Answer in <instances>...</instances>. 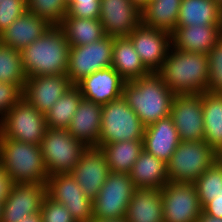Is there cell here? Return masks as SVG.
Wrapping results in <instances>:
<instances>
[{"label": "cell", "mask_w": 222, "mask_h": 222, "mask_svg": "<svg viewBox=\"0 0 222 222\" xmlns=\"http://www.w3.org/2000/svg\"><path fill=\"white\" fill-rule=\"evenodd\" d=\"M82 99L80 90L73 85L45 113L47 128L68 129Z\"/></svg>", "instance_id": "cell-32"}, {"label": "cell", "mask_w": 222, "mask_h": 222, "mask_svg": "<svg viewBox=\"0 0 222 222\" xmlns=\"http://www.w3.org/2000/svg\"><path fill=\"white\" fill-rule=\"evenodd\" d=\"M13 185V180L9 177L4 170V166L0 163V203L5 202Z\"/></svg>", "instance_id": "cell-41"}, {"label": "cell", "mask_w": 222, "mask_h": 222, "mask_svg": "<svg viewBox=\"0 0 222 222\" xmlns=\"http://www.w3.org/2000/svg\"><path fill=\"white\" fill-rule=\"evenodd\" d=\"M45 196L46 184L14 183L3 203L1 222H19L39 213Z\"/></svg>", "instance_id": "cell-15"}, {"label": "cell", "mask_w": 222, "mask_h": 222, "mask_svg": "<svg viewBox=\"0 0 222 222\" xmlns=\"http://www.w3.org/2000/svg\"><path fill=\"white\" fill-rule=\"evenodd\" d=\"M128 37L144 66L151 73L157 72L172 46L171 33L141 23Z\"/></svg>", "instance_id": "cell-14"}, {"label": "cell", "mask_w": 222, "mask_h": 222, "mask_svg": "<svg viewBox=\"0 0 222 222\" xmlns=\"http://www.w3.org/2000/svg\"><path fill=\"white\" fill-rule=\"evenodd\" d=\"M161 192L164 222H196L202 206L194 183L168 182Z\"/></svg>", "instance_id": "cell-12"}, {"label": "cell", "mask_w": 222, "mask_h": 222, "mask_svg": "<svg viewBox=\"0 0 222 222\" xmlns=\"http://www.w3.org/2000/svg\"><path fill=\"white\" fill-rule=\"evenodd\" d=\"M50 27L46 20L26 11L0 34V43L22 51L46 33Z\"/></svg>", "instance_id": "cell-23"}, {"label": "cell", "mask_w": 222, "mask_h": 222, "mask_svg": "<svg viewBox=\"0 0 222 222\" xmlns=\"http://www.w3.org/2000/svg\"><path fill=\"white\" fill-rule=\"evenodd\" d=\"M40 215L42 222H76L68 209L47 195L44 197Z\"/></svg>", "instance_id": "cell-37"}, {"label": "cell", "mask_w": 222, "mask_h": 222, "mask_svg": "<svg viewBox=\"0 0 222 222\" xmlns=\"http://www.w3.org/2000/svg\"><path fill=\"white\" fill-rule=\"evenodd\" d=\"M181 0H150L141 9V23L172 33L177 27Z\"/></svg>", "instance_id": "cell-29"}, {"label": "cell", "mask_w": 222, "mask_h": 222, "mask_svg": "<svg viewBox=\"0 0 222 222\" xmlns=\"http://www.w3.org/2000/svg\"><path fill=\"white\" fill-rule=\"evenodd\" d=\"M114 37L106 35L101 40L82 46H71L66 75L76 85L83 78L112 66Z\"/></svg>", "instance_id": "cell-10"}, {"label": "cell", "mask_w": 222, "mask_h": 222, "mask_svg": "<svg viewBox=\"0 0 222 222\" xmlns=\"http://www.w3.org/2000/svg\"><path fill=\"white\" fill-rule=\"evenodd\" d=\"M26 80L21 52L0 43V82L19 85L23 89Z\"/></svg>", "instance_id": "cell-33"}, {"label": "cell", "mask_w": 222, "mask_h": 222, "mask_svg": "<svg viewBox=\"0 0 222 222\" xmlns=\"http://www.w3.org/2000/svg\"><path fill=\"white\" fill-rule=\"evenodd\" d=\"M46 129L45 114L22 97L0 122V138L40 145Z\"/></svg>", "instance_id": "cell-8"}, {"label": "cell", "mask_w": 222, "mask_h": 222, "mask_svg": "<svg viewBox=\"0 0 222 222\" xmlns=\"http://www.w3.org/2000/svg\"><path fill=\"white\" fill-rule=\"evenodd\" d=\"M90 222H127L125 218L120 219H100V218H93Z\"/></svg>", "instance_id": "cell-45"}, {"label": "cell", "mask_w": 222, "mask_h": 222, "mask_svg": "<svg viewBox=\"0 0 222 222\" xmlns=\"http://www.w3.org/2000/svg\"><path fill=\"white\" fill-rule=\"evenodd\" d=\"M27 11L59 26L67 15V0H27Z\"/></svg>", "instance_id": "cell-35"}, {"label": "cell", "mask_w": 222, "mask_h": 222, "mask_svg": "<svg viewBox=\"0 0 222 222\" xmlns=\"http://www.w3.org/2000/svg\"><path fill=\"white\" fill-rule=\"evenodd\" d=\"M59 27L64 31L70 46H82L97 42L105 37L100 19L64 17Z\"/></svg>", "instance_id": "cell-30"}, {"label": "cell", "mask_w": 222, "mask_h": 222, "mask_svg": "<svg viewBox=\"0 0 222 222\" xmlns=\"http://www.w3.org/2000/svg\"><path fill=\"white\" fill-rule=\"evenodd\" d=\"M129 175L136 188L162 189L169 182L167 164L144 149Z\"/></svg>", "instance_id": "cell-26"}, {"label": "cell", "mask_w": 222, "mask_h": 222, "mask_svg": "<svg viewBox=\"0 0 222 222\" xmlns=\"http://www.w3.org/2000/svg\"><path fill=\"white\" fill-rule=\"evenodd\" d=\"M126 82L149 75L128 36L114 37L112 66Z\"/></svg>", "instance_id": "cell-25"}, {"label": "cell", "mask_w": 222, "mask_h": 222, "mask_svg": "<svg viewBox=\"0 0 222 222\" xmlns=\"http://www.w3.org/2000/svg\"><path fill=\"white\" fill-rule=\"evenodd\" d=\"M202 208L222 192V157L194 182Z\"/></svg>", "instance_id": "cell-34"}, {"label": "cell", "mask_w": 222, "mask_h": 222, "mask_svg": "<svg viewBox=\"0 0 222 222\" xmlns=\"http://www.w3.org/2000/svg\"><path fill=\"white\" fill-rule=\"evenodd\" d=\"M222 35V25L176 27L171 33L172 47L185 52L208 54Z\"/></svg>", "instance_id": "cell-21"}, {"label": "cell", "mask_w": 222, "mask_h": 222, "mask_svg": "<svg viewBox=\"0 0 222 222\" xmlns=\"http://www.w3.org/2000/svg\"><path fill=\"white\" fill-rule=\"evenodd\" d=\"M22 94L23 89L19 85L0 82V122L9 109L22 98Z\"/></svg>", "instance_id": "cell-40"}, {"label": "cell", "mask_w": 222, "mask_h": 222, "mask_svg": "<svg viewBox=\"0 0 222 222\" xmlns=\"http://www.w3.org/2000/svg\"><path fill=\"white\" fill-rule=\"evenodd\" d=\"M144 132L145 126L123 96L102 105L98 148L108 143L143 140Z\"/></svg>", "instance_id": "cell-6"}, {"label": "cell", "mask_w": 222, "mask_h": 222, "mask_svg": "<svg viewBox=\"0 0 222 222\" xmlns=\"http://www.w3.org/2000/svg\"><path fill=\"white\" fill-rule=\"evenodd\" d=\"M70 47L64 31L59 26H51L20 51L26 77L66 75Z\"/></svg>", "instance_id": "cell-2"}, {"label": "cell", "mask_w": 222, "mask_h": 222, "mask_svg": "<svg viewBox=\"0 0 222 222\" xmlns=\"http://www.w3.org/2000/svg\"><path fill=\"white\" fill-rule=\"evenodd\" d=\"M222 8V0H214Z\"/></svg>", "instance_id": "cell-48"}, {"label": "cell", "mask_w": 222, "mask_h": 222, "mask_svg": "<svg viewBox=\"0 0 222 222\" xmlns=\"http://www.w3.org/2000/svg\"><path fill=\"white\" fill-rule=\"evenodd\" d=\"M72 86L67 75L30 77L26 80L22 97L45 114Z\"/></svg>", "instance_id": "cell-18"}, {"label": "cell", "mask_w": 222, "mask_h": 222, "mask_svg": "<svg viewBox=\"0 0 222 222\" xmlns=\"http://www.w3.org/2000/svg\"><path fill=\"white\" fill-rule=\"evenodd\" d=\"M110 172L129 173L143 150L142 140L108 143L100 147Z\"/></svg>", "instance_id": "cell-31"}, {"label": "cell", "mask_w": 222, "mask_h": 222, "mask_svg": "<svg viewBox=\"0 0 222 222\" xmlns=\"http://www.w3.org/2000/svg\"><path fill=\"white\" fill-rule=\"evenodd\" d=\"M27 11V0H3L0 2V34L13 21Z\"/></svg>", "instance_id": "cell-38"}, {"label": "cell", "mask_w": 222, "mask_h": 222, "mask_svg": "<svg viewBox=\"0 0 222 222\" xmlns=\"http://www.w3.org/2000/svg\"><path fill=\"white\" fill-rule=\"evenodd\" d=\"M123 98L140 118L144 126L170 116L175 94L156 73L127 81L123 87Z\"/></svg>", "instance_id": "cell-3"}, {"label": "cell", "mask_w": 222, "mask_h": 222, "mask_svg": "<svg viewBox=\"0 0 222 222\" xmlns=\"http://www.w3.org/2000/svg\"><path fill=\"white\" fill-rule=\"evenodd\" d=\"M46 195L63 204L76 222L93 219V203L70 173L49 175Z\"/></svg>", "instance_id": "cell-11"}, {"label": "cell", "mask_w": 222, "mask_h": 222, "mask_svg": "<svg viewBox=\"0 0 222 222\" xmlns=\"http://www.w3.org/2000/svg\"><path fill=\"white\" fill-rule=\"evenodd\" d=\"M67 14L78 18L99 19L100 0H68Z\"/></svg>", "instance_id": "cell-39"}, {"label": "cell", "mask_w": 222, "mask_h": 222, "mask_svg": "<svg viewBox=\"0 0 222 222\" xmlns=\"http://www.w3.org/2000/svg\"><path fill=\"white\" fill-rule=\"evenodd\" d=\"M202 211L205 214L222 218V192L215 196V198L209 201Z\"/></svg>", "instance_id": "cell-42"}, {"label": "cell", "mask_w": 222, "mask_h": 222, "mask_svg": "<svg viewBox=\"0 0 222 222\" xmlns=\"http://www.w3.org/2000/svg\"><path fill=\"white\" fill-rule=\"evenodd\" d=\"M48 175L70 173L87 146L72 137L68 129L47 128L40 143Z\"/></svg>", "instance_id": "cell-7"}, {"label": "cell", "mask_w": 222, "mask_h": 222, "mask_svg": "<svg viewBox=\"0 0 222 222\" xmlns=\"http://www.w3.org/2000/svg\"><path fill=\"white\" fill-rule=\"evenodd\" d=\"M222 25V8L214 0H181L177 27Z\"/></svg>", "instance_id": "cell-27"}, {"label": "cell", "mask_w": 222, "mask_h": 222, "mask_svg": "<svg viewBox=\"0 0 222 222\" xmlns=\"http://www.w3.org/2000/svg\"><path fill=\"white\" fill-rule=\"evenodd\" d=\"M208 56L185 52L171 46L156 72L174 94L203 93L208 87Z\"/></svg>", "instance_id": "cell-1"}, {"label": "cell", "mask_w": 222, "mask_h": 222, "mask_svg": "<svg viewBox=\"0 0 222 222\" xmlns=\"http://www.w3.org/2000/svg\"><path fill=\"white\" fill-rule=\"evenodd\" d=\"M135 187L129 173L109 172L105 183L92 200L93 218H125Z\"/></svg>", "instance_id": "cell-9"}, {"label": "cell", "mask_w": 222, "mask_h": 222, "mask_svg": "<svg viewBox=\"0 0 222 222\" xmlns=\"http://www.w3.org/2000/svg\"><path fill=\"white\" fill-rule=\"evenodd\" d=\"M127 222H164L161 189L137 188L128 204Z\"/></svg>", "instance_id": "cell-24"}, {"label": "cell", "mask_w": 222, "mask_h": 222, "mask_svg": "<svg viewBox=\"0 0 222 222\" xmlns=\"http://www.w3.org/2000/svg\"><path fill=\"white\" fill-rule=\"evenodd\" d=\"M19 222H42V218L39 212V213L32 214L30 216H27Z\"/></svg>", "instance_id": "cell-44"}, {"label": "cell", "mask_w": 222, "mask_h": 222, "mask_svg": "<svg viewBox=\"0 0 222 222\" xmlns=\"http://www.w3.org/2000/svg\"><path fill=\"white\" fill-rule=\"evenodd\" d=\"M209 72L206 92L222 94V35L207 54Z\"/></svg>", "instance_id": "cell-36"}, {"label": "cell", "mask_w": 222, "mask_h": 222, "mask_svg": "<svg viewBox=\"0 0 222 222\" xmlns=\"http://www.w3.org/2000/svg\"><path fill=\"white\" fill-rule=\"evenodd\" d=\"M0 163L14 183L46 184L49 177L40 145L0 138Z\"/></svg>", "instance_id": "cell-4"}, {"label": "cell", "mask_w": 222, "mask_h": 222, "mask_svg": "<svg viewBox=\"0 0 222 222\" xmlns=\"http://www.w3.org/2000/svg\"><path fill=\"white\" fill-rule=\"evenodd\" d=\"M204 139L222 157V94L202 93Z\"/></svg>", "instance_id": "cell-28"}, {"label": "cell", "mask_w": 222, "mask_h": 222, "mask_svg": "<svg viewBox=\"0 0 222 222\" xmlns=\"http://www.w3.org/2000/svg\"><path fill=\"white\" fill-rule=\"evenodd\" d=\"M105 154L98 147H87L70 174L86 196L93 200L109 174Z\"/></svg>", "instance_id": "cell-17"}, {"label": "cell", "mask_w": 222, "mask_h": 222, "mask_svg": "<svg viewBox=\"0 0 222 222\" xmlns=\"http://www.w3.org/2000/svg\"><path fill=\"white\" fill-rule=\"evenodd\" d=\"M196 222H222V218L205 214L202 211Z\"/></svg>", "instance_id": "cell-43"}, {"label": "cell", "mask_w": 222, "mask_h": 222, "mask_svg": "<svg viewBox=\"0 0 222 222\" xmlns=\"http://www.w3.org/2000/svg\"><path fill=\"white\" fill-rule=\"evenodd\" d=\"M221 156L205 140L181 141L167 163L169 182L194 183Z\"/></svg>", "instance_id": "cell-5"}, {"label": "cell", "mask_w": 222, "mask_h": 222, "mask_svg": "<svg viewBox=\"0 0 222 222\" xmlns=\"http://www.w3.org/2000/svg\"><path fill=\"white\" fill-rule=\"evenodd\" d=\"M130 1L141 10L150 0H130Z\"/></svg>", "instance_id": "cell-46"}, {"label": "cell", "mask_w": 222, "mask_h": 222, "mask_svg": "<svg viewBox=\"0 0 222 222\" xmlns=\"http://www.w3.org/2000/svg\"><path fill=\"white\" fill-rule=\"evenodd\" d=\"M170 117L181 141L204 139L202 93L175 94Z\"/></svg>", "instance_id": "cell-13"}, {"label": "cell", "mask_w": 222, "mask_h": 222, "mask_svg": "<svg viewBox=\"0 0 222 222\" xmlns=\"http://www.w3.org/2000/svg\"><path fill=\"white\" fill-rule=\"evenodd\" d=\"M99 19L105 35L128 36L141 24V10L130 0H100Z\"/></svg>", "instance_id": "cell-16"}, {"label": "cell", "mask_w": 222, "mask_h": 222, "mask_svg": "<svg viewBox=\"0 0 222 222\" xmlns=\"http://www.w3.org/2000/svg\"><path fill=\"white\" fill-rule=\"evenodd\" d=\"M125 82L112 67H108L88 75L75 86L83 99L105 105L122 96Z\"/></svg>", "instance_id": "cell-19"}, {"label": "cell", "mask_w": 222, "mask_h": 222, "mask_svg": "<svg viewBox=\"0 0 222 222\" xmlns=\"http://www.w3.org/2000/svg\"><path fill=\"white\" fill-rule=\"evenodd\" d=\"M2 207H3V203H0V222L2 219Z\"/></svg>", "instance_id": "cell-47"}, {"label": "cell", "mask_w": 222, "mask_h": 222, "mask_svg": "<svg viewBox=\"0 0 222 222\" xmlns=\"http://www.w3.org/2000/svg\"><path fill=\"white\" fill-rule=\"evenodd\" d=\"M143 149L166 164L181 142L172 118L158 120L145 126Z\"/></svg>", "instance_id": "cell-20"}, {"label": "cell", "mask_w": 222, "mask_h": 222, "mask_svg": "<svg viewBox=\"0 0 222 222\" xmlns=\"http://www.w3.org/2000/svg\"><path fill=\"white\" fill-rule=\"evenodd\" d=\"M101 115L102 105L82 99L68 127L69 134L87 147H97Z\"/></svg>", "instance_id": "cell-22"}]
</instances>
